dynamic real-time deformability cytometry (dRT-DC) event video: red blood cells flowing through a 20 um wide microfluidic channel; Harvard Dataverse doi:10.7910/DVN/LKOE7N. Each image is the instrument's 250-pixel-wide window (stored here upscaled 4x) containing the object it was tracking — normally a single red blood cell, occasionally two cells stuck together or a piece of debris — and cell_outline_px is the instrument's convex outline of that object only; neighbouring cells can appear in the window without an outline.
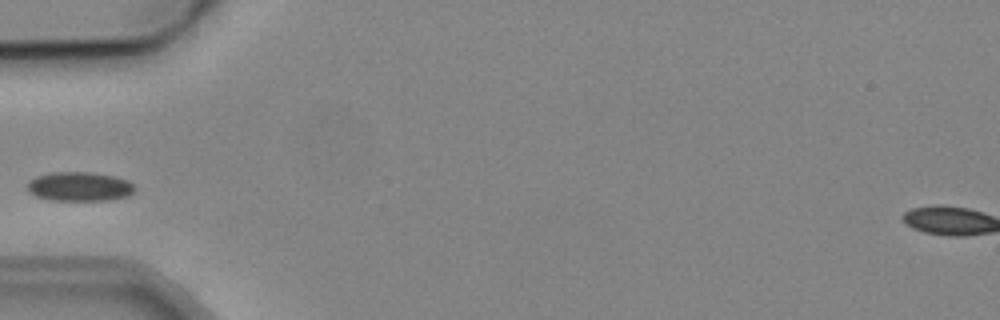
{"species": "common noctule bat (a hibernating species)", "species_latin": "Nyctalus noctula", "temperature_condition": "cold", "stored_images_in_passage": 3, "camera_frame_rate_fps": 3000, "um_per_image_px": 0.085, "animal": {"sex": "male", "body_mass_g": 19.2, "forearm_length_mm": 51.8}, "frame": {"image": 1, "passage_image": 3, "time_ms": 2.333, "image_size_px": [1000, 320], "cell_outline_px": [[136, 188], [128, 196], [108, 200], [48, 200], [36, 196], [28, 192], [28, 180], [36, 176], [52, 172], [88, 172], [112, 176], [128, 180]], "centroid_in_image_um": [6.72, 15.86], "position_along_channel_um": 78.3, "area_um2": 18.26}}